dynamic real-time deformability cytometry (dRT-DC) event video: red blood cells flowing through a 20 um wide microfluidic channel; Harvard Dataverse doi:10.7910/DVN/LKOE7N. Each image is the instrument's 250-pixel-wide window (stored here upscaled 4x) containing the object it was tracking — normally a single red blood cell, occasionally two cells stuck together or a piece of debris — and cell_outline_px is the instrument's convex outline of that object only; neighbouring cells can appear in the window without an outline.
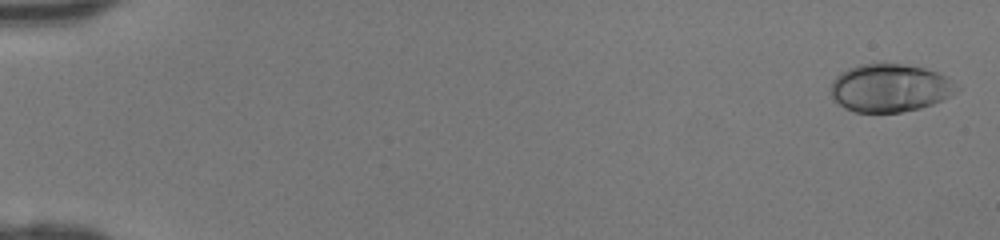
{"species": "human", "species_latin": "Homo sapiens", "temperature_condition": "room temperature", "stored_images_in_passage": 46, "camera_frame_rate_fps": 3000, "um_per_image_px": 0.085, "donor": {"sex": "female"}, "frame": {"image": 1, "passage_image": 1, "time_ms": 0.0, "image_size_px": [1000, 240], "cell_outline_px": [[960, 88], [948, 96], [932, 104], [920, 108], [900, 112], [856, 112], [844, 108], [832, 96], [832, 80], [840, 72], [848, 68], [860, 64], [884, 60], [924, 68], [948, 76]], "centroid_in_image_um": [75.63, 7.43], "position_along_channel_um": 9.4, "area_um2": 35.6}}
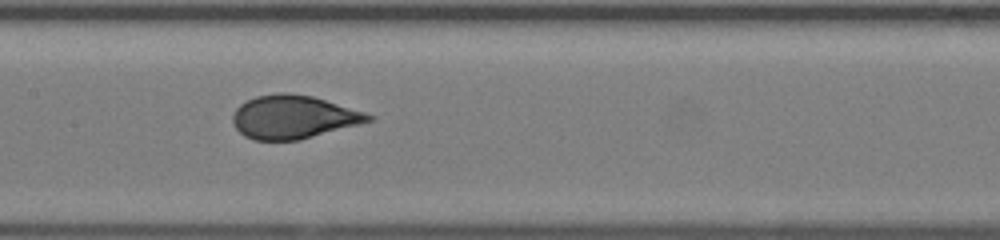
{"frame": {"image": 2, "passage_image": 24, "time_ms": 7.667, "image_size_px": [1000, 240], "cell_outline_px": [[376, 120], [300, 140], [252, 140], [244, 136], [236, 128], [232, 120], [232, 116], [236, 108], [240, 104], [256, 96], [280, 92], [288, 92], [312, 96], [364, 112], [376, 116]], "centroid_in_image_um": [24.95, 9.95], "position_along_channel_um": 182.4, "area_um2": 34.39}}
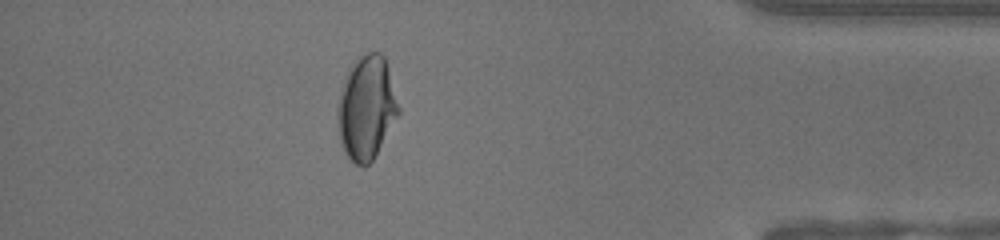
{"frame": {"image": 3, "passage_image": 41, "time_ms": 13.333, "image_size_px": [1000, 240], "cell_outline_px": [[400, 112], [372, 160], [368, 164], [356, 164], [344, 152], [340, 140], [336, 116], [336, 108], [344, 76], [352, 60], [356, 56], [364, 52], [380, 52], [384, 56], [388, 68], [400, 108]], "centroid_in_image_um": [31.12, 9.09], "position_along_channel_um": 404.1, "area_um2": 36.99}}